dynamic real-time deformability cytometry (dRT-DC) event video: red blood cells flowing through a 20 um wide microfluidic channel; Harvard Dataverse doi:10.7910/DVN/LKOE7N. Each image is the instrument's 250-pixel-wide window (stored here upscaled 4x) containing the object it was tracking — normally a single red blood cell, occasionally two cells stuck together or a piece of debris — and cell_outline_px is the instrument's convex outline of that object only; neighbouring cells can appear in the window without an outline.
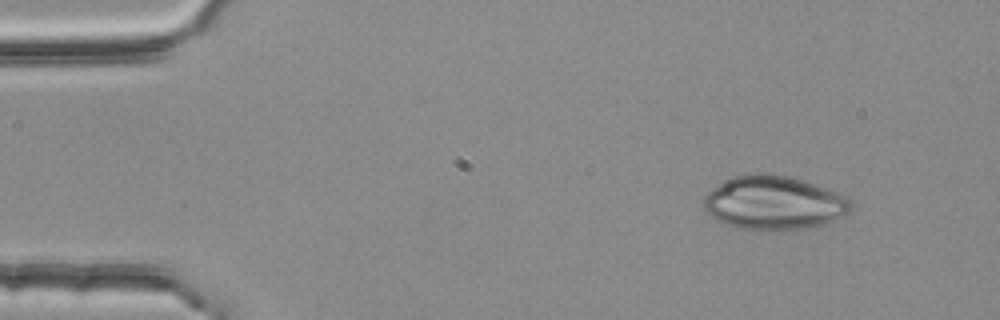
{"species": "common noctule bat (a hibernating species)", "species_latin": "Nyctalus noctula", "temperature_condition": "room temperature", "stored_images_in_passage": 3, "camera_frame_rate_fps": 3000, "um_per_image_px": 0.085, "animal": {"sex": "female", "body_mass_g": 25.1}, "frame": {"image": 1, "passage_image": 1, "time_ms": 0.0, "image_size_px": [1000, 320], "cell_outline_px": [[856, 204], [848, 212], [840, 216], [820, 224], [804, 228], [756, 232], [732, 228], [716, 220], [704, 212], [704, 196], [712, 188], [724, 180], [732, 176], [748, 172], [760, 172], [788, 176], [804, 180], [848, 196]], "centroid_in_image_um": [65.72, 17.24], "position_along_channel_um": 19.3, "area_um2": 47.11}}